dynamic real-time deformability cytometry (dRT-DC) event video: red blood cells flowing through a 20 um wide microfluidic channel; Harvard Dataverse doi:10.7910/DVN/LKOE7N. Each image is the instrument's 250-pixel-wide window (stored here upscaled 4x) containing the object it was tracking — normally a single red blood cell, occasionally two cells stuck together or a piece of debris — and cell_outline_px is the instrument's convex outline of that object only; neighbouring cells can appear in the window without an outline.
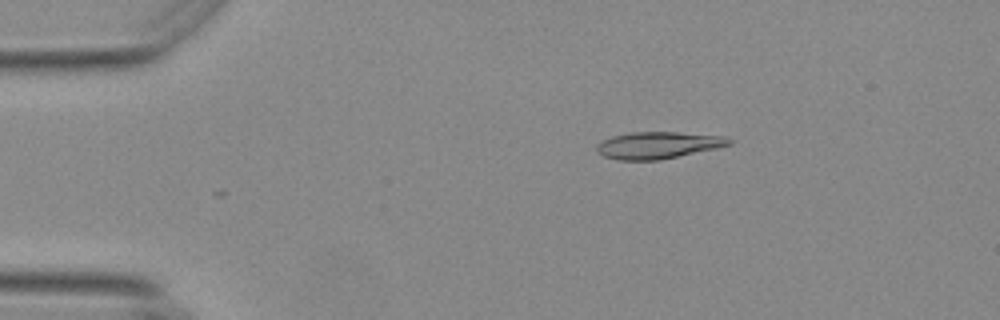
{"species": "Egyptian fruit bat (a non-hibernating species)", "species_latin": "Rousettus aegyptiacus", "temperature_condition": "warm", "stored_images_in_passage": 43, "camera_frame_rate_fps": 3000, "um_per_image_px": 0.085, "animal": {"sex": "female"}, "frame": {"image": 1, "passage_image": 10, "time_ms": 3.0, "image_size_px": [1000, 320], "cell_outline_px": [[732, 144], [716, 148], [660, 160], [620, 160], [604, 156], [596, 148], [604, 140], [612, 136], [632, 132], [676, 132], [724, 136], [732, 140]], "centroid_in_image_um": [55.98, 12.34], "position_along_channel_um": 29.0, "area_um2": 20.4}}
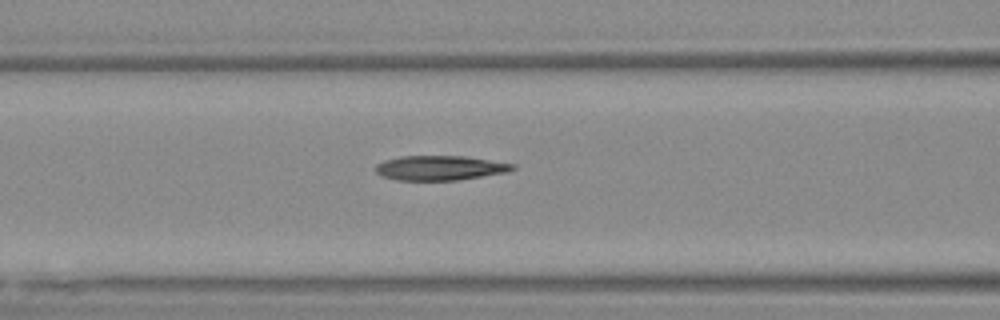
{"frame": {"image": 2, "passage_image": 23, "time_ms": 7.333, "image_size_px": [1000, 320], "cell_outline_px": [[516, 168], [508, 172], [456, 180], [396, 180], [380, 176], [376, 172], [376, 164], [384, 160], [400, 156], [464, 156], [516, 164]], "centroid_in_image_um": [37.38, 14.27], "position_along_channel_um": 129.2, "area_um2": 19.71}}
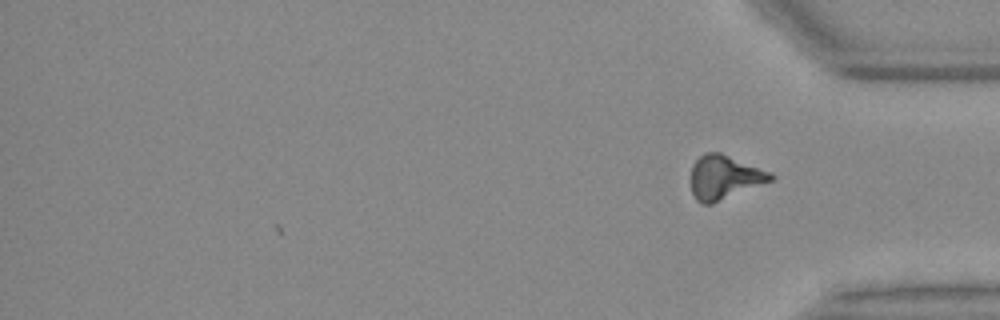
{"frame": {"image": 3, "passage_image": 43, "time_ms": 14.0, "image_size_px": [1000, 320], "cell_outline_px": [[776, 176], [772, 180], [712, 204], [700, 204], [696, 200], [692, 192], [692, 164], [704, 152], [720, 152], [772, 172]], "centroid_in_image_um": [61.57, 15.06], "position_along_channel_um": 373.6, "area_um2": 20.4}, "authors_computed_cell_mechanics": {"area_um2": 20.0566, "velocity_mm_per_s": 3.7093, "shape_relaxation_time_tau1_ms": 9.9291, "shape_relaxation_time_tau2_ms": 5.597, "deformation_change_tau1": 0.2453, "deformation_change_tau2": 0.1708}}